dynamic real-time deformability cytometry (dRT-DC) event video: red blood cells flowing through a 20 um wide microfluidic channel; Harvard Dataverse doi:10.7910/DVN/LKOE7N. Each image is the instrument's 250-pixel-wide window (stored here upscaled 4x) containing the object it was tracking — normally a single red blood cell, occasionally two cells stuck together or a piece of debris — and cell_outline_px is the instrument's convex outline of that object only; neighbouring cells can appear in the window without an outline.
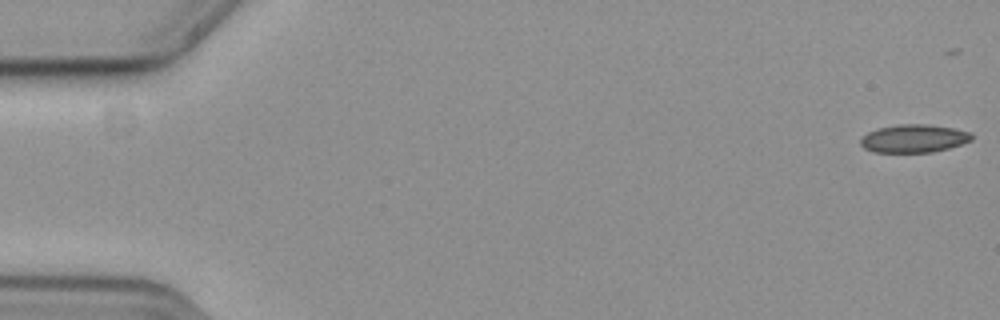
{"species": "common noctule bat (a hibernating species)", "species_latin": "Nyctalus noctula", "temperature_condition": "cold", "stored_images_in_passage": 25, "camera_frame_rate_fps": 3000, "um_per_image_px": 0.085, "animal": {"sex": "female", "body_mass_g": 19.3, "forearm_length_mm": 54.1}, "frame": {"image": 1, "passage_image": 2, "time_ms": 0.333, "image_size_px": [1000, 320], "cell_outline_px": [[972, 140], [948, 148], [932, 152], [872, 152], [864, 148], [860, 144], [860, 136], [876, 128], [900, 124], [928, 124], [956, 128], [972, 132]], "centroid_in_image_um": [77.65, 11.76], "position_along_channel_um": 7.3, "area_um2": 18.38}}
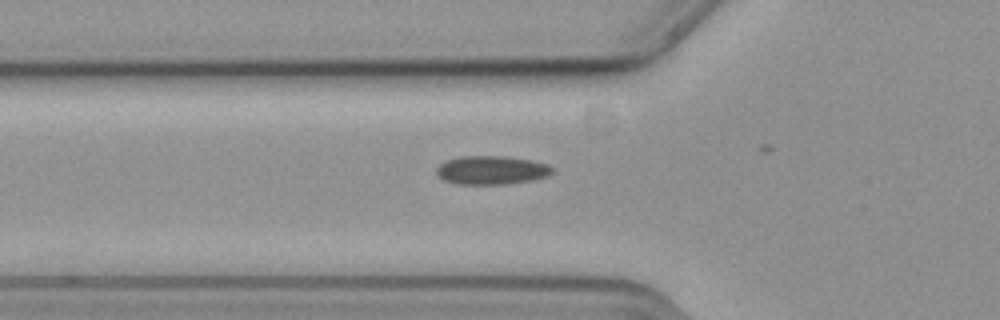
{"frame": {"image": 2, "passage_image": 21, "time_ms": 6.667, "image_size_px": [1000, 320], "cell_outline_px": [[552, 172], [548, 176], [532, 180], [504, 184], [460, 184], [444, 180], [436, 172], [436, 168], [444, 160], [460, 156], [504, 156], [532, 160], [548, 164], [552, 168]], "centroid_in_image_um": [41.77, 14.45], "position_along_channel_um": 84.0, "area_um2": 19.31}}
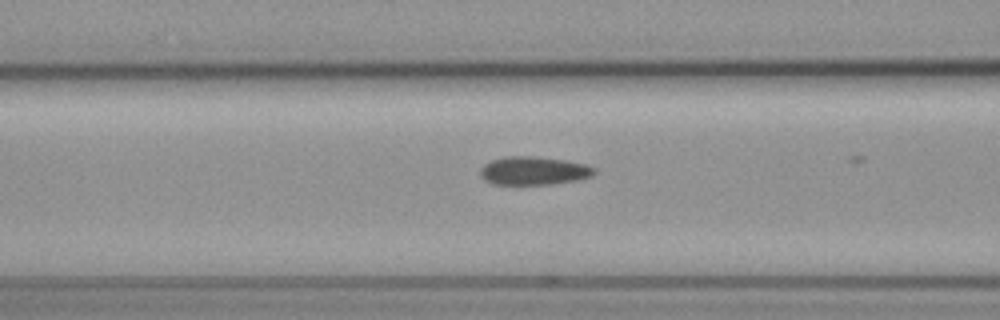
{"frame": {"image": 3, "passage_image": 24, "time_ms": 7.667, "image_size_px": [1000, 320], "cell_outline_px": [[596, 172], [592, 176], [576, 180], [548, 184], [492, 184], [484, 180], [480, 172], [480, 168], [484, 164], [492, 160], [504, 156], [532, 156], [568, 160], [588, 164], [596, 168]], "centroid_in_image_um": [45.39, 14.5], "position_along_channel_um": 121.2, "area_um2": 18.96}}